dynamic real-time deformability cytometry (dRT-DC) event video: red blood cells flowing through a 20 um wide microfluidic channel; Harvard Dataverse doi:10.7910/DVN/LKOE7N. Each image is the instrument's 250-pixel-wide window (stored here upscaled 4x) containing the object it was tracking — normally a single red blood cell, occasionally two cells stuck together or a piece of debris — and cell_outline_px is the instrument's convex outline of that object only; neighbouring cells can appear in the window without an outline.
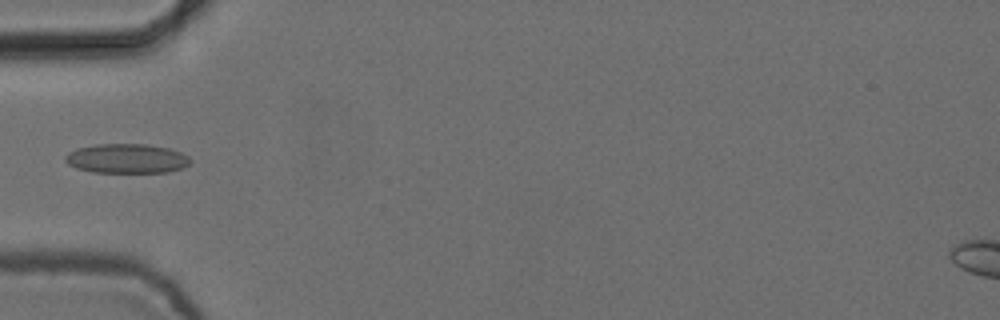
{"species": "common noctule bat (a hibernating species)", "species_latin": "Nyctalus noctula", "temperature_condition": "cold", "stored_images_in_passage": 7, "camera_frame_rate_fps": 3000, "um_per_image_px": 0.085, "animal": {"sex": "female", "body_mass_g": 24.6, "forearm_length_mm": 56.2}, "frame": {"image": 1, "passage_image": 7, "time_ms": 2.0, "image_size_px": [1000, 320], "cell_outline_px": [[192, 160], [184, 168], [168, 172], [92, 172], [76, 168], [68, 164], [64, 160], [64, 156], [68, 152], [76, 148], [96, 144], [148, 144], [168, 148], [180, 152], [188, 156]], "centroid_in_image_um": [10.75, 13.47], "position_along_channel_um": 74.2, "area_um2": 21.62}}